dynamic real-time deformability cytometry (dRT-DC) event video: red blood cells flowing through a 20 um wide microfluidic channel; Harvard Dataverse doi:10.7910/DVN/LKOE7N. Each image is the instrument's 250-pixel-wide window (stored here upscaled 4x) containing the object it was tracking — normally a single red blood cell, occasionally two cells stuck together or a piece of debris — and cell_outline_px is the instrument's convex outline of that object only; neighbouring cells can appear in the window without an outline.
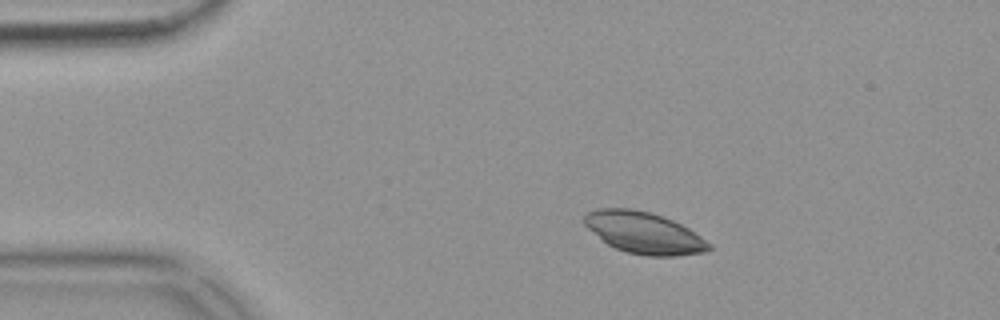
{"species": "common noctule bat (a hibernating species)", "species_latin": "Nyctalus noctula", "temperature_condition": "warm", "stored_images_in_passage": 46, "camera_frame_rate_fps": 3000, "um_per_image_px": 0.085, "animal": {"sex": "female", "body_mass_g": 18.4}, "frame": {"image": 1, "passage_image": 1, "time_ms": 0.0, "image_size_px": [1000, 320], "cell_outline_px": [[712, 248], [704, 252], [676, 256], [644, 256], [628, 252], [616, 248], [608, 244], [588, 228], [584, 224], [584, 216], [588, 212], [596, 208], [632, 208], [648, 212], [672, 220], [688, 228], [712, 244]], "centroid_in_image_um": [54.74, 19.79], "position_along_channel_um": 30.3, "area_um2": 29.94}}
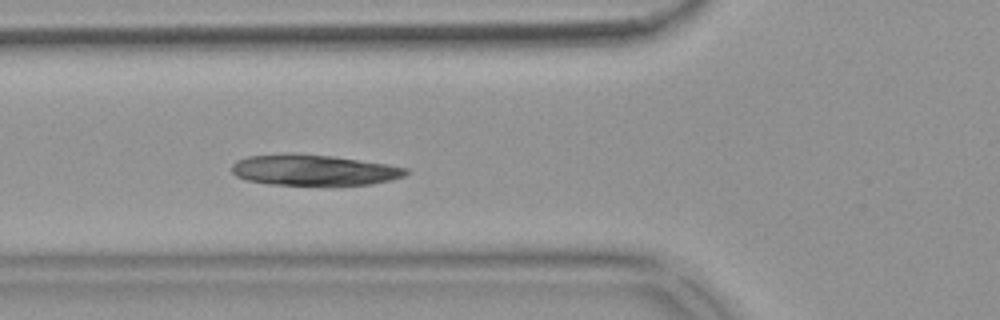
{"frame": {"image": 2, "passage_image": 11, "time_ms": 3.333, "image_size_px": [1000, 320], "cell_outline_px": [[412, 172], [404, 176], [392, 180], [372, 184], [268, 184], [248, 180], [236, 176], [232, 172], [232, 164], [236, 160], [248, 156], [284, 152], [292, 152], [332, 156], [388, 164], [408, 168]], "centroid_in_image_um": [26.67, 14.43], "position_along_channel_um": 99.1, "area_um2": 31.44}}
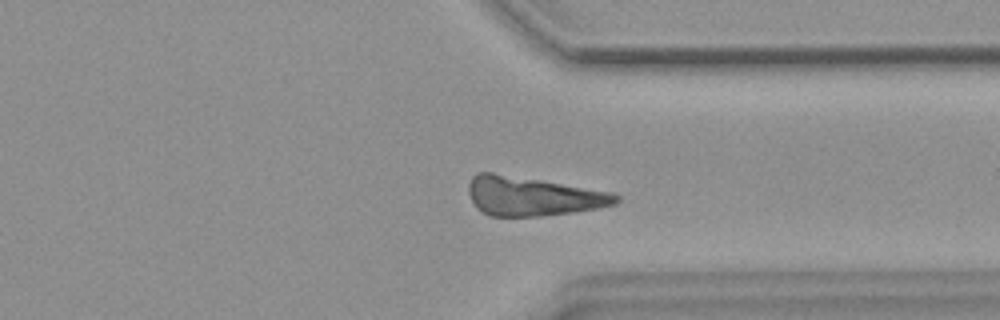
{"frame": {"image": 3, "passage_image": 33, "time_ms": 10.667, "image_size_px": [1000, 320], "cell_outline_px": [[620, 200], [616, 204], [600, 208], [576, 212], [540, 216], [488, 216], [480, 212], [476, 208], [468, 192], [468, 184], [472, 176], [476, 172], [492, 172], [612, 192], [620, 196]], "centroid_in_image_um": [45.26, 16.69], "position_along_channel_um": 366.1, "area_um2": 33.76}}